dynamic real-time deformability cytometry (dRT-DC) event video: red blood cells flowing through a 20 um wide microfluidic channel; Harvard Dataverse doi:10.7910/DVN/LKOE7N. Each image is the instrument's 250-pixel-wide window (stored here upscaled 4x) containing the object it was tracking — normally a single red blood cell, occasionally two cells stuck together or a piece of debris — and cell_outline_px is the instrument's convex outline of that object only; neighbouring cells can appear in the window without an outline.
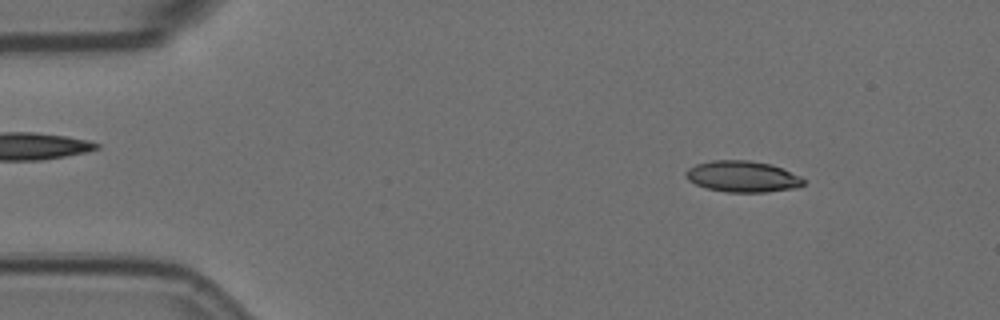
{"species": "Egyptian fruit bat (a non-hibernating species)", "species_latin": "Rousettus aegyptiacus", "temperature_condition": "room temperature", "stored_images_in_passage": 10, "camera_frame_rate_fps": 3000, "um_per_image_px": 0.085, "animal": {"sex": "female"}, "frame": {"image": 1, "passage_image": 1, "time_ms": 0.0, "image_size_px": [1000, 320], "cell_outline_px": [[804, 184], [800, 188], [764, 192], [728, 192], [708, 188], [696, 184], [688, 180], [684, 176], [684, 172], [688, 168], [696, 164], [712, 160], [748, 160], [772, 164], [800, 176], [804, 180]], "centroid_in_image_um": [63.12, 15.0], "position_along_channel_um": 21.9, "area_um2": 21.5}}
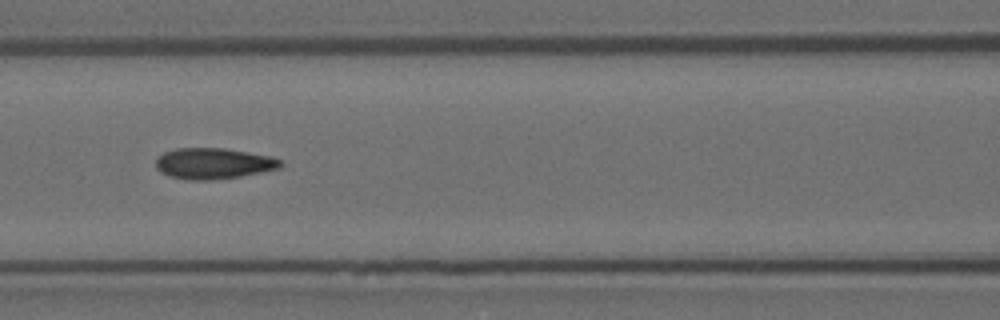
{"frame": {"image": 2, "passage_image": 6, "time_ms": 1.667, "image_size_px": [1000, 320], "cell_outline_px": [[284, 164], [280, 168], [240, 176], [212, 180], [192, 180], [172, 176], [160, 172], [156, 168], [156, 160], [164, 152], [176, 148], [224, 148], [268, 156], [280, 160]], "centroid_in_image_um": [18.13, 13.89], "position_along_channel_um": 148.5, "area_um2": 22.2}}
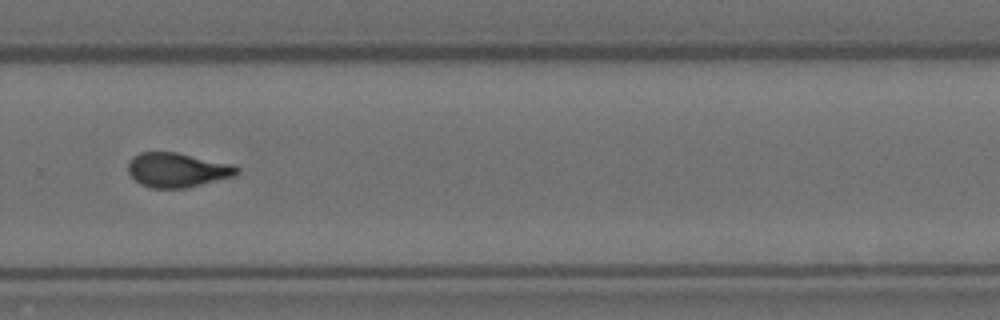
{"frame": {"image": 3, "passage_image": 10, "time_ms": 3.0, "image_size_px": [1000, 320], "cell_outline_px": [[240, 172], [236, 176], [184, 188], [152, 188], [140, 184], [128, 172], [128, 160], [132, 156], [140, 152], [176, 152], [236, 164], [240, 168]], "centroid_in_image_um": [15.11, 14.43], "position_along_channel_um": 314.7, "area_um2": 22.14}}